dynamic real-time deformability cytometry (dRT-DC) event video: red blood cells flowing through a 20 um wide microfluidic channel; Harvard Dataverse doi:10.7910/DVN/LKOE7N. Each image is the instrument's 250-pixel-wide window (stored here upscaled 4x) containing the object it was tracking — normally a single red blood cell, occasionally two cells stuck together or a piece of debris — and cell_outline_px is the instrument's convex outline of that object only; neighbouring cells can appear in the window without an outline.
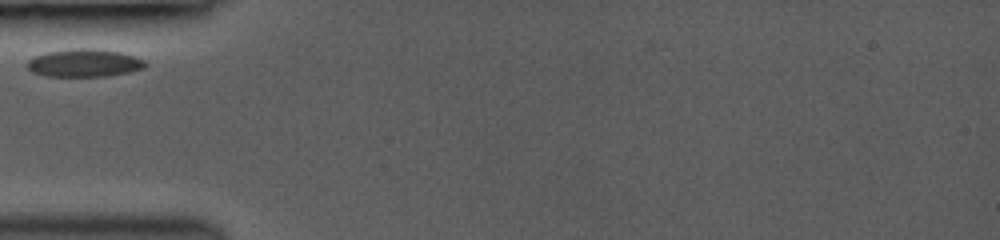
{"species": "common noctule bat (a hibernating species)", "species_latin": "Nyctalus noctula", "temperature_condition": "room temperature", "stored_images_in_passage": 23, "camera_frame_rate_fps": 3000, "um_per_image_px": 0.085, "animal": {"sex": "female", "body_mass_g": 19.0, "forearm_length_mm": 53.3}, "frame": {"image": 1, "passage_image": 1, "time_ms": 0.0, "image_size_px": [1000, 240], "cell_outline_px": [[144, 68], [128, 72], [108, 76], [44, 76], [32, 72], [24, 64], [28, 60], [36, 56], [48, 52], [72, 48], [92, 48], [120, 52], [136, 56], [144, 60]], "centroid_in_image_um": [7.13, 5.35], "position_along_channel_um": 77.9, "area_um2": 19.13}}
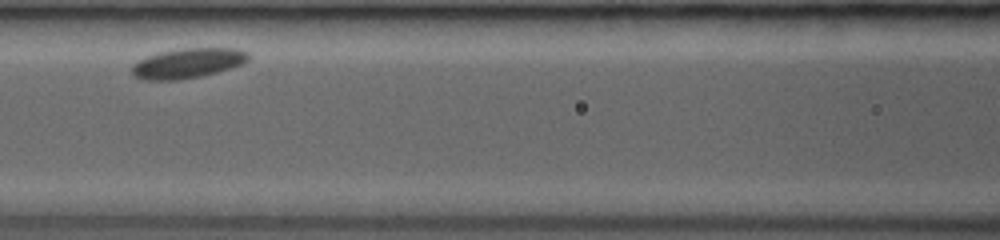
{"frame": {"image": 2, "passage_image": 14, "time_ms": 2.0, "image_size_px": [1000, 240], "cell_outline_px": [[248, 60], [244, 64], [216, 72], [200, 76], [180, 80], [140, 80], [132, 72], [132, 64], [136, 60], [156, 52], [180, 48], [236, 48], [248, 52]], "centroid_in_image_um": [15.92, 5.36], "position_along_channel_um": 150.7, "area_um2": 20.58}}
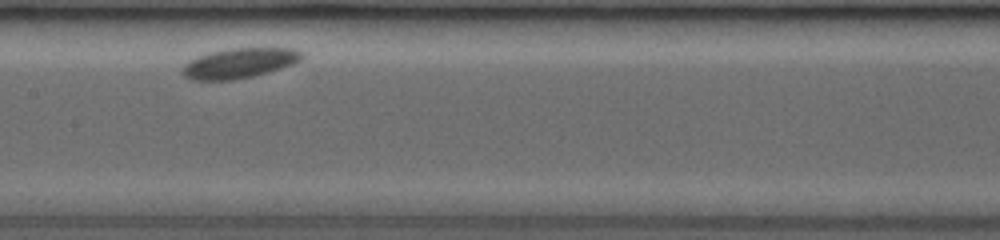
{"frame": {"image": 3, "passage_image": 20, "time_ms": 3.0, "image_size_px": [1000, 240], "cell_outline_px": [[304, 56], [300, 60], [292, 64], [268, 72], [252, 76], [232, 80], [192, 80], [184, 76], [180, 72], [184, 64], [196, 56], [228, 48], [296, 48], [304, 52]], "centroid_in_image_um": [20.33, 5.36], "position_along_channel_um": 187.1, "area_um2": 20.98}}